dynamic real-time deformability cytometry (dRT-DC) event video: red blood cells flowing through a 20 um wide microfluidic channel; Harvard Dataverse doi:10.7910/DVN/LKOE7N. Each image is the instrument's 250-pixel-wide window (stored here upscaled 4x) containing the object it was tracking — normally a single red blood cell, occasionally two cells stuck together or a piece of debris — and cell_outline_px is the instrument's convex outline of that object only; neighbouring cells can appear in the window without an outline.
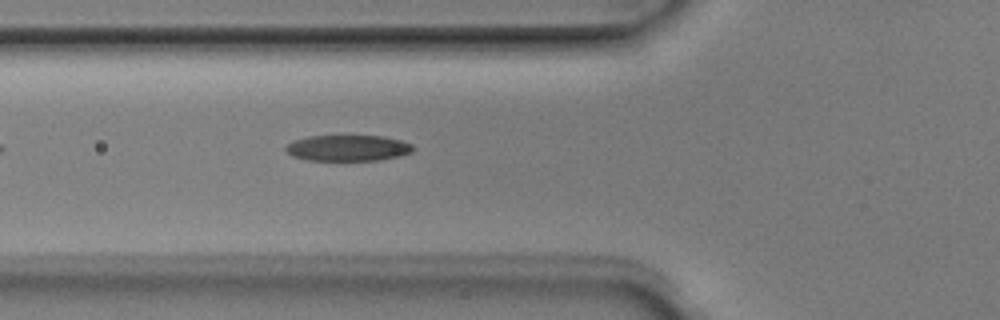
{"species": "Egyptian fruit bat (a non-hibernating species)", "species_latin": "Rousettus aegyptiacus", "temperature_condition": "room temperature", "stored_images_in_passage": 4, "camera_frame_rate_fps": 3000, "um_per_image_px": 0.085, "animal": {"sex": "male"}, "frame": {"image": 1, "passage_image": 4, "time_ms": 1.0, "image_size_px": [1000, 320], "cell_outline_px": [[416, 148], [412, 152], [400, 156], [380, 160], [308, 160], [292, 156], [284, 148], [292, 140], [308, 136], [384, 136], [400, 140], [412, 144]], "centroid_in_image_um": [29.59, 12.58], "position_along_channel_um": 96.2, "area_um2": 19.36}}